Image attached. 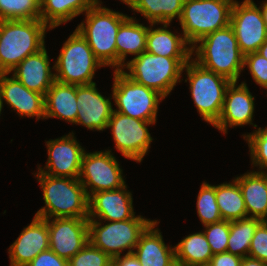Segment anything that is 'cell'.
<instances>
[{"mask_svg":"<svg viewBox=\"0 0 267 266\" xmlns=\"http://www.w3.org/2000/svg\"><path fill=\"white\" fill-rule=\"evenodd\" d=\"M115 266H142L137 257L133 253L125 254L124 256H118L113 259Z\"/></svg>","mask_w":267,"mask_h":266,"instance_id":"cell-41","label":"cell"},{"mask_svg":"<svg viewBox=\"0 0 267 266\" xmlns=\"http://www.w3.org/2000/svg\"><path fill=\"white\" fill-rule=\"evenodd\" d=\"M35 177L43 190L45 206L37 211L36 217L88 218L89 197L79 178L57 177L40 171Z\"/></svg>","mask_w":267,"mask_h":266,"instance_id":"cell-1","label":"cell"},{"mask_svg":"<svg viewBox=\"0 0 267 266\" xmlns=\"http://www.w3.org/2000/svg\"><path fill=\"white\" fill-rule=\"evenodd\" d=\"M242 257L230 252L213 254L208 266H241Z\"/></svg>","mask_w":267,"mask_h":266,"instance_id":"cell-40","label":"cell"},{"mask_svg":"<svg viewBox=\"0 0 267 266\" xmlns=\"http://www.w3.org/2000/svg\"><path fill=\"white\" fill-rule=\"evenodd\" d=\"M2 107H3V101H2V97L0 93V115H1Z\"/></svg>","mask_w":267,"mask_h":266,"instance_id":"cell-45","label":"cell"},{"mask_svg":"<svg viewBox=\"0 0 267 266\" xmlns=\"http://www.w3.org/2000/svg\"><path fill=\"white\" fill-rule=\"evenodd\" d=\"M77 107V85L55 80L45 95V119L56 117L73 124Z\"/></svg>","mask_w":267,"mask_h":266,"instance_id":"cell-25","label":"cell"},{"mask_svg":"<svg viewBox=\"0 0 267 266\" xmlns=\"http://www.w3.org/2000/svg\"><path fill=\"white\" fill-rule=\"evenodd\" d=\"M49 249L47 219L34 216L8 249L10 266H27L40 252Z\"/></svg>","mask_w":267,"mask_h":266,"instance_id":"cell-19","label":"cell"},{"mask_svg":"<svg viewBox=\"0 0 267 266\" xmlns=\"http://www.w3.org/2000/svg\"><path fill=\"white\" fill-rule=\"evenodd\" d=\"M159 222L153 221L141 234L133 254L142 266H177L175 247L165 244L158 228Z\"/></svg>","mask_w":267,"mask_h":266,"instance_id":"cell-22","label":"cell"},{"mask_svg":"<svg viewBox=\"0 0 267 266\" xmlns=\"http://www.w3.org/2000/svg\"><path fill=\"white\" fill-rule=\"evenodd\" d=\"M103 64L95 57L87 41L75 29L64 42L55 65V80L73 85H87L92 81L96 69Z\"/></svg>","mask_w":267,"mask_h":266,"instance_id":"cell-8","label":"cell"},{"mask_svg":"<svg viewBox=\"0 0 267 266\" xmlns=\"http://www.w3.org/2000/svg\"><path fill=\"white\" fill-rule=\"evenodd\" d=\"M133 11L141 13L149 23H171L174 18L180 20L183 4L187 0H120Z\"/></svg>","mask_w":267,"mask_h":266,"instance_id":"cell-28","label":"cell"},{"mask_svg":"<svg viewBox=\"0 0 267 266\" xmlns=\"http://www.w3.org/2000/svg\"><path fill=\"white\" fill-rule=\"evenodd\" d=\"M259 8H260L262 18H263V21L265 23V27L267 30V1L264 2L263 4H261V6Z\"/></svg>","mask_w":267,"mask_h":266,"instance_id":"cell-43","label":"cell"},{"mask_svg":"<svg viewBox=\"0 0 267 266\" xmlns=\"http://www.w3.org/2000/svg\"><path fill=\"white\" fill-rule=\"evenodd\" d=\"M0 75V93L2 101L17 111L19 116L45 119V95L29 90L14 76Z\"/></svg>","mask_w":267,"mask_h":266,"instance_id":"cell-20","label":"cell"},{"mask_svg":"<svg viewBox=\"0 0 267 266\" xmlns=\"http://www.w3.org/2000/svg\"><path fill=\"white\" fill-rule=\"evenodd\" d=\"M248 256L267 263V220H263L258 225L251 241Z\"/></svg>","mask_w":267,"mask_h":266,"instance_id":"cell-38","label":"cell"},{"mask_svg":"<svg viewBox=\"0 0 267 266\" xmlns=\"http://www.w3.org/2000/svg\"><path fill=\"white\" fill-rule=\"evenodd\" d=\"M192 46L196 58L193 59L203 68L237 82L244 70V55L241 53L232 26L214 31Z\"/></svg>","mask_w":267,"mask_h":266,"instance_id":"cell-3","label":"cell"},{"mask_svg":"<svg viewBox=\"0 0 267 266\" xmlns=\"http://www.w3.org/2000/svg\"><path fill=\"white\" fill-rule=\"evenodd\" d=\"M257 52L267 59V40L261 45Z\"/></svg>","mask_w":267,"mask_h":266,"instance_id":"cell-44","label":"cell"},{"mask_svg":"<svg viewBox=\"0 0 267 266\" xmlns=\"http://www.w3.org/2000/svg\"><path fill=\"white\" fill-rule=\"evenodd\" d=\"M254 97L245 82H231L226 89L223 108L215 128L227 133L228 127L253 125Z\"/></svg>","mask_w":267,"mask_h":266,"instance_id":"cell-16","label":"cell"},{"mask_svg":"<svg viewBox=\"0 0 267 266\" xmlns=\"http://www.w3.org/2000/svg\"><path fill=\"white\" fill-rule=\"evenodd\" d=\"M48 160L45 168L38 166L43 174L79 178L85 148L76 140L74 133L46 142Z\"/></svg>","mask_w":267,"mask_h":266,"instance_id":"cell-14","label":"cell"},{"mask_svg":"<svg viewBox=\"0 0 267 266\" xmlns=\"http://www.w3.org/2000/svg\"><path fill=\"white\" fill-rule=\"evenodd\" d=\"M232 26L241 53L245 56L257 52L267 40V30L260 8L253 0H244L242 4L234 1L230 16Z\"/></svg>","mask_w":267,"mask_h":266,"instance_id":"cell-13","label":"cell"},{"mask_svg":"<svg viewBox=\"0 0 267 266\" xmlns=\"http://www.w3.org/2000/svg\"><path fill=\"white\" fill-rule=\"evenodd\" d=\"M243 66L249 68L253 80L259 86L267 89V59L258 52L244 56Z\"/></svg>","mask_w":267,"mask_h":266,"instance_id":"cell-37","label":"cell"},{"mask_svg":"<svg viewBox=\"0 0 267 266\" xmlns=\"http://www.w3.org/2000/svg\"><path fill=\"white\" fill-rule=\"evenodd\" d=\"M234 180L241 189L247 215L267 220V172L252 171Z\"/></svg>","mask_w":267,"mask_h":266,"instance_id":"cell-24","label":"cell"},{"mask_svg":"<svg viewBox=\"0 0 267 266\" xmlns=\"http://www.w3.org/2000/svg\"><path fill=\"white\" fill-rule=\"evenodd\" d=\"M262 221L252 217L230 221L227 252L242 258L247 257L253 235Z\"/></svg>","mask_w":267,"mask_h":266,"instance_id":"cell-31","label":"cell"},{"mask_svg":"<svg viewBox=\"0 0 267 266\" xmlns=\"http://www.w3.org/2000/svg\"><path fill=\"white\" fill-rule=\"evenodd\" d=\"M163 27H152L155 23H150L148 27L146 51L158 56L168 58H192V47L185 39L184 35H176L167 28L170 23H162ZM152 26V27H151ZM188 45V47H187Z\"/></svg>","mask_w":267,"mask_h":266,"instance_id":"cell-23","label":"cell"},{"mask_svg":"<svg viewBox=\"0 0 267 266\" xmlns=\"http://www.w3.org/2000/svg\"><path fill=\"white\" fill-rule=\"evenodd\" d=\"M175 247L177 266L208 265L213 253L204 232L189 234Z\"/></svg>","mask_w":267,"mask_h":266,"instance_id":"cell-29","label":"cell"},{"mask_svg":"<svg viewBox=\"0 0 267 266\" xmlns=\"http://www.w3.org/2000/svg\"><path fill=\"white\" fill-rule=\"evenodd\" d=\"M49 249L70 260L89 242L88 218L47 219Z\"/></svg>","mask_w":267,"mask_h":266,"instance_id":"cell-15","label":"cell"},{"mask_svg":"<svg viewBox=\"0 0 267 266\" xmlns=\"http://www.w3.org/2000/svg\"><path fill=\"white\" fill-rule=\"evenodd\" d=\"M85 14L86 21L81 22L76 30L87 41L103 66H112L117 70L116 36L120 25L129 16L102 7L101 2L88 9Z\"/></svg>","mask_w":267,"mask_h":266,"instance_id":"cell-4","label":"cell"},{"mask_svg":"<svg viewBox=\"0 0 267 266\" xmlns=\"http://www.w3.org/2000/svg\"><path fill=\"white\" fill-rule=\"evenodd\" d=\"M148 27L128 17L121 25L116 36L117 70H123L128 54L137 57L146 51Z\"/></svg>","mask_w":267,"mask_h":266,"instance_id":"cell-26","label":"cell"},{"mask_svg":"<svg viewBox=\"0 0 267 266\" xmlns=\"http://www.w3.org/2000/svg\"><path fill=\"white\" fill-rule=\"evenodd\" d=\"M111 153V150L84 152L79 181L88 197L95 192L115 190L125 185L123 170Z\"/></svg>","mask_w":267,"mask_h":266,"instance_id":"cell-11","label":"cell"},{"mask_svg":"<svg viewBox=\"0 0 267 266\" xmlns=\"http://www.w3.org/2000/svg\"><path fill=\"white\" fill-rule=\"evenodd\" d=\"M27 266H68V260L48 249L40 252Z\"/></svg>","mask_w":267,"mask_h":266,"instance_id":"cell-39","label":"cell"},{"mask_svg":"<svg viewBox=\"0 0 267 266\" xmlns=\"http://www.w3.org/2000/svg\"><path fill=\"white\" fill-rule=\"evenodd\" d=\"M113 259L88 242L70 260L68 266H110Z\"/></svg>","mask_w":267,"mask_h":266,"instance_id":"cell-35","label":"cell"},{"mask_svg":"<svg viewBox=\"0 0 267 266\" xmlns=\"http://www.w3.org/2000/svg\"><path fill=\"white\" fill-rule=\"evenodd\" d=\"M77 118L74 124H80L90 130L103 131L113 112L110 98L98 92L96 83L77 85Z\"/></svg>","mask_w":267,"mask_h":266,"instance_id":"cell-17","label":"cell"},{"mask_svg":"<svg viewBox=\"0 0 267 266\" xmlns=\"http://www.w3.org/2000/svg\"><path fill=\"white\" fill-rule=\"evenodd\" d=\"M241 266H267V263L247 256L243 257Z\"/></svg>","mask_w":267,"mask_h":266,"instance_id":"cell-42","label":"cell"},{"mask_svg":"<svg viewBox=\"0 0 267 266\" xmlns=\"http://www.w3.org/2000/svg\"><path fill=\"white\" fill-rule=\"evenodd\" d=\"M155 123L135 119L113 110L107 128H111L115 148L125 158L140 163L153 140L147 126Z\"/></svg>","mask_w":267,"mask_h":266,"instance_id":"cell-12","label":"cell"},{"mask_svg":"<svg viewBox=\"0 0 267 266\" xmlns=\"http://www.w3.org/2000/svg\"><path fill=\"white\" fill-rule=\"evenodd\" d=\"M153 221L139 215L124 221H107L102 226L98 219H88L89 242L112 259L125 249L127 254L133 253L141 234Z\"/></svg>","mask_w":267,"mask_h":266,"instance_id":"cell-9","label":"cell"},{"mask_svg":"<svg viewBox=\"0 0 267 266\" xmlns=\"http://www.w3.org/2000/svg\"><path fill=\"white\" fill-rule=\"evenodd\" d=\"M191 58H168L147 51L125 63L123 73L138 84L151 88L165 98L181 79L184 66Z\"/></svg>","mask_w":267,"mask_h":266,"instance_id":"cell-5","label":"cell"},{"mask_svg":"<svg viewBox=\"0 0 267 266\" xmlns=\"http://www.w3.org/2000/svg\"><path fill=\"white\" fill-rule=\"evenodd\" d=\"M193 102L204 121L212 126L218 121L223 108L227 87L231 81L200 66L191 59L185 66Z\"/></svg>","mask_w":267,"mask_h":266,"instance_id":"cell-6","label":"cell"},{"mask_svg":"<svg viewBox=\"0 0 267 266\" xmlns=\"http://www.w3.org/2000/svg\"><path fill=\"white\" fill-rule=\"evenodd\" d=\"M40 0H0V21L40 19Z\"/></svg>","mask_w":267,"mask_h":266,"instance_id":"cell-32","label":"cell"},{"mask_svg":"<svg viewBox=\"0 0 267 266\" xmlns=\"http://www.w3.org/2000/svg\"><path fill=\"white\" fill-rule=\"evenodd\" d=\"M50 28L41 20L0 21V71L10 74L26 57L45 47Z\"/></svg>","mask_w":267,"mask_h":266,"instance_id":"cell-2","label":"cell"},{"mask_svg":"<svg viewBox=\"0 0 267 266\" xmlns=\"http://www.w3.org/2000/svg\"><path fill=\"white\" fill-rule=\"evenodd\" d=\"M12 71V75L25 87L43 95H46L55 81V73L50 68L49 56L45 47L26 57Z\"/></svg>","mask_w":267,"mask_h":266,"instance_id":"cell-21","label":"cell"},{"mask_svg":"<svg viewBox=\"0 0 267 266\" xmlns=\"http://www.w3.org/2000/svg\"><path fill=\"white\" fill-rule=\"evenodd\" d=\"M197 213L203 225L219 222L222 219L217 201L216 185L203 182L197 196Z\"/></svg>","mask_w":267,"mask_h":266,"instance_id":"cell-33","label":"cell"},{"mask_svg":"<svg viewBox=\"0 0 267 266\" xmlns=\"http://www.w3.org/2000/svg\"><path fill=\"white\" fill-rule=\"evenodd\" d=\"M216 201L223 220L248 218L241 189L234 179L232 182L216 185Z\"/></svg>","mask_w":267,"mask_h":266,"instance_id":"cell-30","label":"cell"},{"mask_svg":"<svg viewBox=\"0 0 267 266\" xmlns=\"http://www.w3.org/2000/svg\"><path fill=\"white\" fill-rule=\"evenodd\" d=\"M243 138L247 141L253 166H259L258 172L267 171V127L244 134ZM266 169V171L264 170Z\"/></svg>","mask_w":267,"mask_h":266,"instance_id":"cell-34","label":"cell"},{"mask_svg":"<svg viewBox=\"0 0 267 266\" xmlns=\"http://www.w3.org/2000/svg\"><path fill=\"white\" fill-rule=\"evenodd\" d=\"M112 98L118 109L114 111L129 117L156 122L159 102L165 97L159 92L138 84L122 70L114 71Z\"/></svg>","mask_w":267,"mask_h":266,"instance_id":"cell-10","label":"cell"},{"mask_svg":"<svg viewBox=\"0 0 267 266\" xmlns=\"http://www.w3.org/2000/svg\"><path fill=\"white\" fill-rule=\"evenodd\" d=\"M203 231L213 254L227 252L230 234V221L221 220L216 223L204 225Z\"/></svg>","mask_w":267,"mask_h":266,"instance_id":"cell-36","label":"cell"},{"mask_svg":"<svg viewBox=\"0 0 267 266\" xmlns=\"http://www.w3.org/2000/svg\"><path fill=\"white\" fill-rule=\"evenodd\" d=\"M99 0H40V19L53 29L97 5Z\"/></svg>","mask_w":267,"mask_h":266,"instance_id":"cell-27","label":"cell"},{"mask_svg":"<svg viewBox=\"0 0 267 266\" xmlns=\"http://www.w3.org/2000/svg\"><path fill=\"white\" fill-rule=\"evenodd\" d=\"M235 0H187L179 20L183 35L190 46L204 36L230 24Z\"/></svg>","mask_w":267,"mask_h":266,"instance_id":"cell-7","label":"cell"},{"mask_svg":"<svg viewBox=\"0 0 267 266\" xmlns=\"http://www.w3.org/2000/svg\"><path fill=\"white\" fill-rule=\"evenodd\" d=\"M126 184L115 190L95 192L89 197L88 219L99 221H124L135 216L132 193Z\"/></svg>","mask_w":267,"mask_h":266,"instance_id":"cell-18","label":"cell"}]
</instances>
